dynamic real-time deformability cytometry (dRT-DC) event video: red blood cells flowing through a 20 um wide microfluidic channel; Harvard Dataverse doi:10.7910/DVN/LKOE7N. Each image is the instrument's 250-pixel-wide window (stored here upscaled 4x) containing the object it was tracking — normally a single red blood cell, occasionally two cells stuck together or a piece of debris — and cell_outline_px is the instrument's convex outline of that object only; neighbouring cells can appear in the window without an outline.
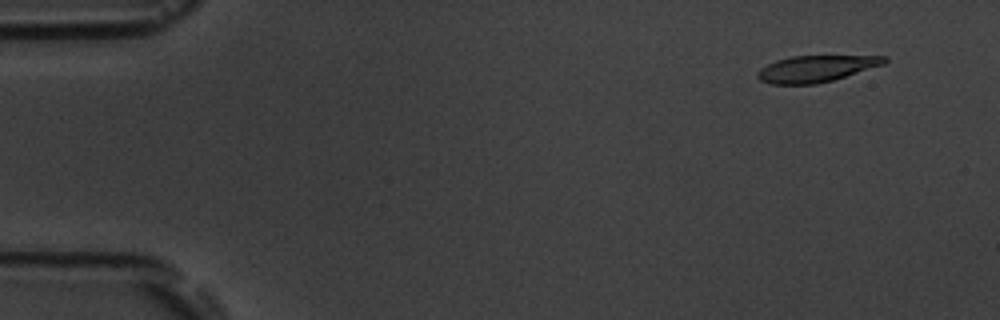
{"species": "common noctule bat (a hibernating species)", "species_latin": "Nyctalus noctula", "temperature_condition": "room temperature", "stored_images_in_passage": 5, "camera_frame_rate_fps": 3000, "um_per_image_px": 0.085, "animal": {"sex": "male", "body_mass_g": 19.5, "forearm_length_mm": 54.6}, "frame": {"image": 1, "passage_image": 2, "time_ms": 1.333, "image_size_px": [1000, 320], "cell_outline_px": [[888, 60], [884, 64], [832, 80], [816, 84], [772, 84], [760, 80], [756, 76], [756, 72], [760, 68], [776, 60], [792, 56], [888, 56]], "centroid_in_image_um": [69.33, 5.83], "position_along_channel_um": 15.7, "area_um2": 19.42}}
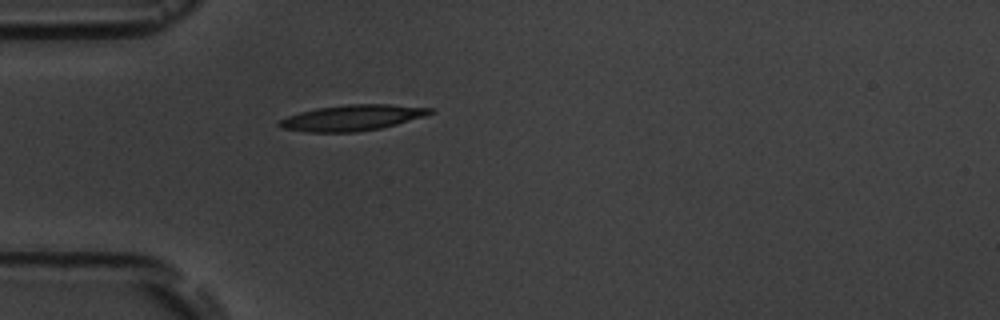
{"frame": {"image": 2, "passage_image": 5, "time_ms": 5.333, "image_size_px": [1000, 320], "cell_outline_px": [[436, 112], [424, 116], [396, 124], [380, 128], [356, 132], [308, 132], [280, 128], [276, 124], [280, 120], [288, 116], [300, 112], [316, 108], [348, 104], [388, 104], [432, 108]], "centroid_in_image_um": [29.92, 10.01], "position_along_channel_um": 55.1, "area_um2": 22.6}}